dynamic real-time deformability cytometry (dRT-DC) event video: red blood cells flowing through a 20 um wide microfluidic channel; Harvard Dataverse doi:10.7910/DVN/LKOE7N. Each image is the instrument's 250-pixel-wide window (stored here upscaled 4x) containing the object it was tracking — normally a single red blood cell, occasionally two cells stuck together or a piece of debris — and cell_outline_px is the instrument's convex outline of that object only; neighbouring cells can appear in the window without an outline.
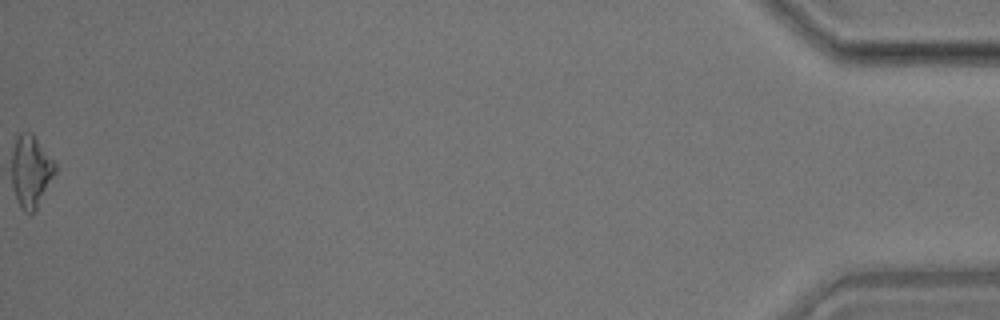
{"species": "common noctule bat (a hibernating species)", "species_latin": "Nyctalus noctula", "temperature_condition": "room temperature", "stored_images_in_passage": 45, "camera_frame_rate_fps": 3000, "um_per_image_px": 0.085, "animal": {"sex": "male", "body_mass_g": 17.9}, "frame": {"image": 1, "passage_image": 45, "time_ms": 14.667, "image_size_px": [1000, 320], "cell_outline_px": [[56, 172], [36, 208], [32, 212], [24, 212], [20, 208], [16, 200], [12, 184], [12, 152], [16, 140], [20, 132], [32, 132], [56, 164]], "centroid_in_image_um": [2.61, 14.55], "position_along_channel_um": 432.6, "area_um2": 18.03}}